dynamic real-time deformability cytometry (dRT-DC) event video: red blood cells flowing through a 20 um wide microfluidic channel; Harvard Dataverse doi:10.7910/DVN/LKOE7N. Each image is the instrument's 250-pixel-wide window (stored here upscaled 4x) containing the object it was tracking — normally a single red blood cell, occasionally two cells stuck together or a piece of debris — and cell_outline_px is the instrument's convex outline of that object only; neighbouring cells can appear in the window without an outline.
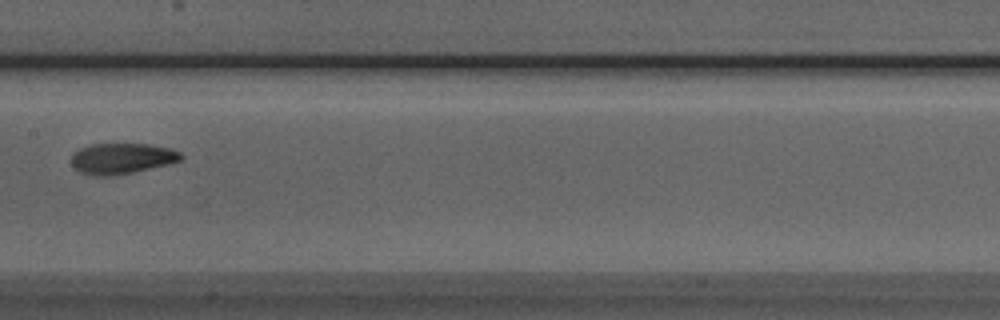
{"species": "Egyptian fruit bat (a non-hibernating species)", "species_latin": "Rousettus aegyptiacus", "temperature_condition": "room temperature", "stored_images_in_passage": 9, "camera_frame_rate_fps": 3000, "um_per_image_px": 0.085, "animal": {"sex": "male"}, "frame": {"image": 1, "passage_image": 8, "time_ms": 9.0, "image_size_px": [1000, 320], "cell_outline_px": [[184, 156], [180, 160], [172, 164], [132, 172], [108, 176], [96, 176], [80, 172], [72, 164], [72, 152], [80, 148], [92, 144], [148, 144], [172, 148], [180, 152]], "centroid_in_image_um": [10.39, 13.46], "position_along_channel_um": 197.0, "area_um2": 19.71}}
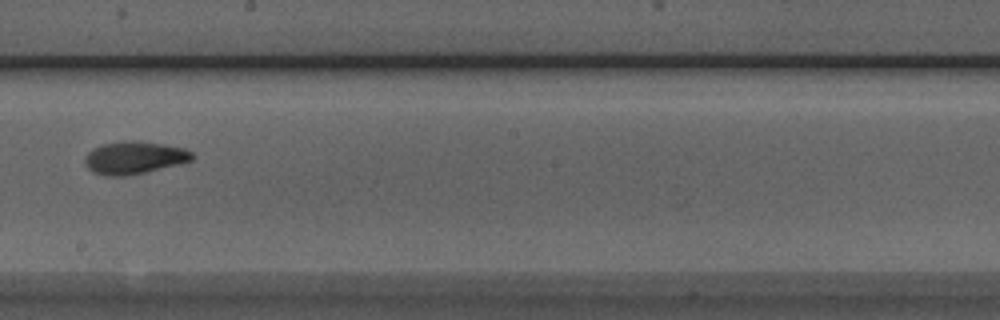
{"frame": {"image": 2, "passage_image": 9, "time_ms": 10.0, "image_size_px": [1000, 320], "cell_outline_px": [[196, 156], [192, 160], [180, 164], [144, 172], [124, 176], [104, 176], [92, 172], [84, 164], [84, 160], [88, 152], [92, 148], [100, 144], [128, 140], [136, 140], [164, 144], [184, 148], [192, 152]], "centroid_in_image_um": [11.4, 13.39], "position_along_channel_um": 236.8, "area_um2": 20.63}}